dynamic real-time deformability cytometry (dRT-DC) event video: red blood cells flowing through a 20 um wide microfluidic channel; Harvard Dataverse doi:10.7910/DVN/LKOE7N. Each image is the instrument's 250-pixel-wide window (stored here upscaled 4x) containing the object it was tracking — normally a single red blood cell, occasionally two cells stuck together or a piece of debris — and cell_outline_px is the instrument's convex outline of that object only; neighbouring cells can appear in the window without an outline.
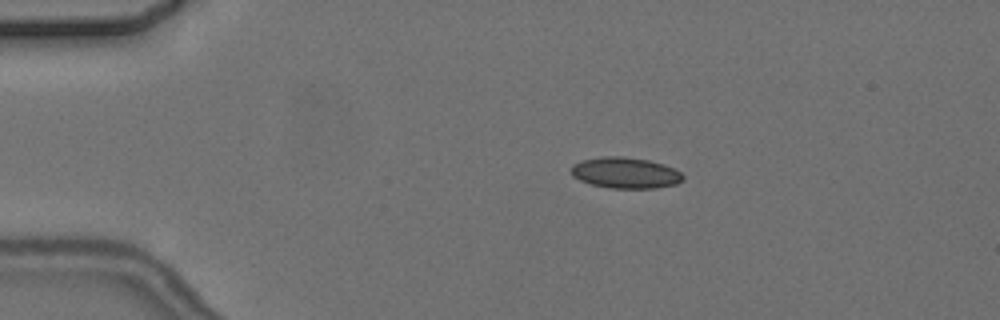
{"species": "common noctule bat (a hibernating species)", "species_latin": "Nyctalus noctula", "temperature_condition": "cold", "stored_images_in_passage": 7, "camera_frame_rate_fps": 3000, "um_per_image_px": 0.085, "animal": {"sex": "female", "body_mass_g": 24.6, "forearm_length_mm": 56.2}, "frame": {"image": 1, "passage_image": 4, "time_ms": 3.333, "image_size_px": [1000, 320], "cell_outline_px": [[684, 180], [676, 184], [656, 188], [608, 188], [592, 184], [580, 180], [572, 176], [572, 164], [580, 160], [600, 156], [624, 156], [648, 160], [664, 164], [680, 172], [684, 176]], "centroid_in_image_um": [53.15, 14.68], "position_along_channel_um": 31.9, "area_um2": 20.35}}
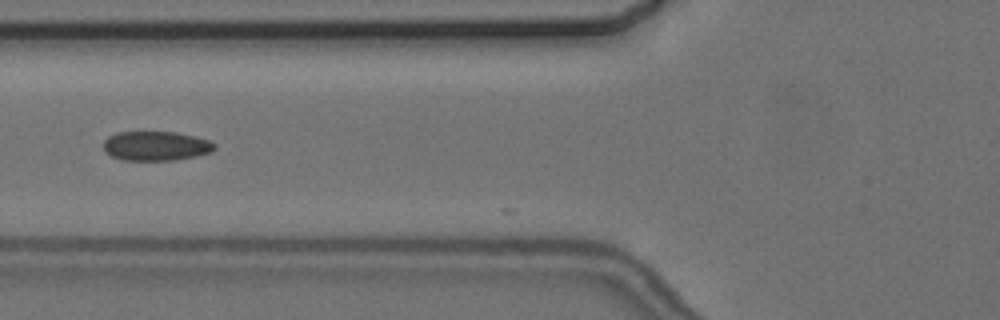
{"frame": {"image": 2, "passage_image": 7, "time_ms": 7.0, "image_size_px": [1000, 320], "cell_outline_px": [[216, 148], [212, 152], [196, 156], [172, 160], [120, 160], [104, 152], [104, 140], [108, 136], [116, 132], [176, 132], [196, 136], [208, 140], [216, 144]], "centroid_in_image_um": [13.25, 12.4], "position_along_channel_um": 112.5, "area_um2": 19.19}}